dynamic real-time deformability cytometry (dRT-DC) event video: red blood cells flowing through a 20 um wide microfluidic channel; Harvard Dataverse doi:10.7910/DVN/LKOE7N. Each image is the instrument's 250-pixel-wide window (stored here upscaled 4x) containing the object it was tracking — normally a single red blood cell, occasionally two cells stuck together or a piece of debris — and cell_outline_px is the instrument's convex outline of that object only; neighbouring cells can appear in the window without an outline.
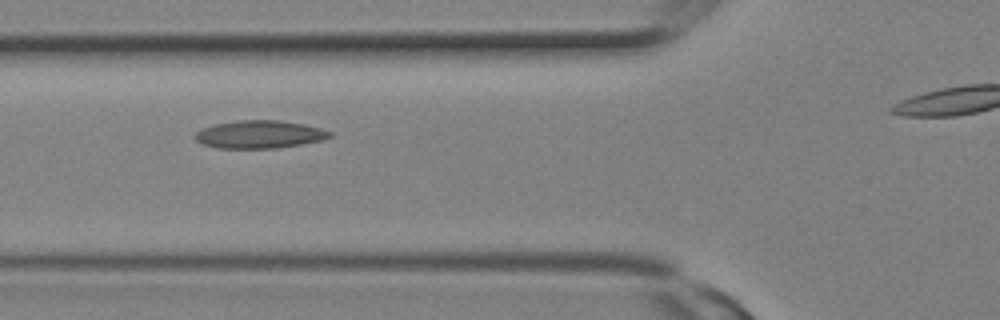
{"species": "Egyptian fruit bat (a non-hibernating species)", "species_latin": "Rousettus aegyptiacus", "temperature_condition": "room temperature", "stored_images_in_passage": 8, "camera_frame_rate_fps": 3000, "um_per_image_px": 0.085, "animal": {"sex": "female"}, "frame": {"image": 1, "passage_image": 2, "time_ms": 0.333, "image_size_px": [1000, 320], "cell_outline_px": [[332, 136], [324, 140], [304, 144], [276, 148], [216, 148], [204, 144], [196, 140], [192, 136], [200, 128], [212, 124], [240, 120], [280, 120], [304, 124], [320, 128], [332, 132]], "centroid_in_image_um": [22.05, 11.42], "position_along_channel_um": 103.8, "area_um2": 22.14}}
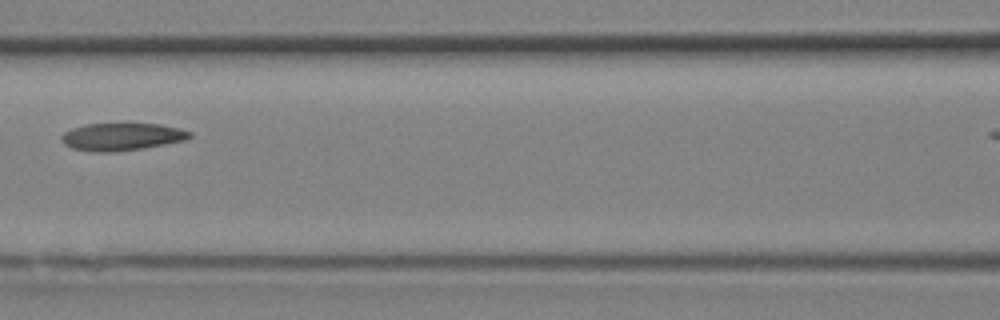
{"frame": {"image": 2, "passage_image": 4, "time_ms": 1.0, "image_size_px": [1000, 320], "cell_outline_px": [[192, 136], [184, 140], [144, 148], [112, 152], [92, 152], [72, 148], [64, 144], [60, 140], [60, 136], [64, 132], [72, 128], [84, 124], [160, 124], [180, 128], [192, 132]], "centroid_in_image_um": [10.32, 11.62], "position_along_channel_um": 156.3, "area_um2": 20.58}}